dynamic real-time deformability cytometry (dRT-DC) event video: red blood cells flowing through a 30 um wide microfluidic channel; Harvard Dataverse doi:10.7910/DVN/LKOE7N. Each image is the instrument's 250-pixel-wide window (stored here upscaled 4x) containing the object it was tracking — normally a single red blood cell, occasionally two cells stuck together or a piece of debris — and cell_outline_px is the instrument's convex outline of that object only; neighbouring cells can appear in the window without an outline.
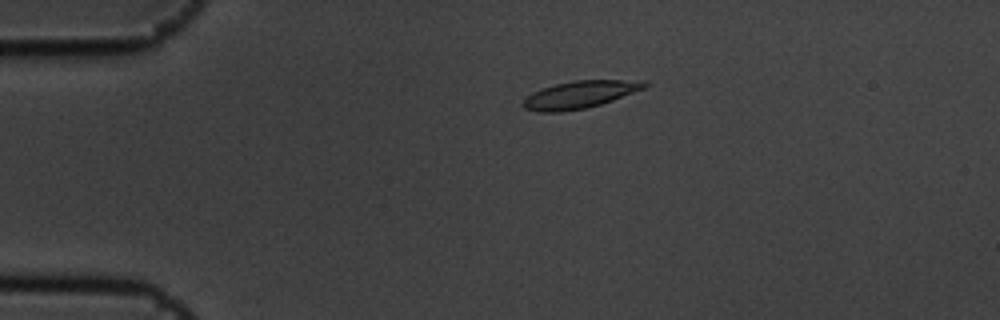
{"species": "common noctule bat (a hibernating species)", "species_latin": "Nyctalus noctula", "temperature_condition": "cold", "stored_images_in_passage": 9, "camera_frame_rate_fps": 3000, "um_per_image_px": 0.085, "animal": {"sex": "male", "body_mass_g": 19.5, "forearm_length_mm": 54.6}, "frame": {"image": 1, "passage_image": 4, "time_ms": 1.0, "image_size_px": [1000, 320], "cell_outline_px": [[652, 84], [644, 88], [612, 100], [600, 104], [584, 108], [560, 112], [540, 112], [524, 108], [520, 104], [532, 92], [540, 88], [572, 80], [644, 80]], "centroid_in_image_um": [49.28, 8.03], "position_along_channel_um": 35.7, "area_um2": 19.36}}
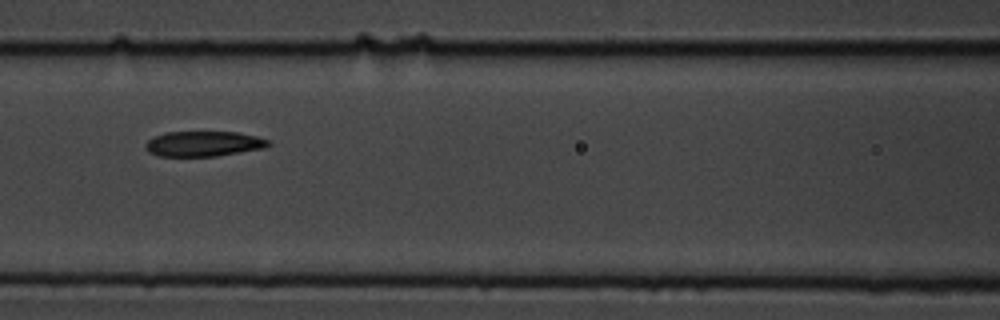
{"frame": {"image": 2, "passage_image": 7, "time_ms": 2.0, "image_size_px": [1000, 320], "cell_outline_px": [[272, 144], [264, 148], [216, 156], [156, 156], [148, 152], [144, 148], [144, 144], [148, 140], [156, 136], [168, 132], [236, 132], [256, 136], [268, 140]], "centroid_in_image_um": [17.28, 12.23], "position_along_channel_um": 149.3, "area_um2": 18.03}}
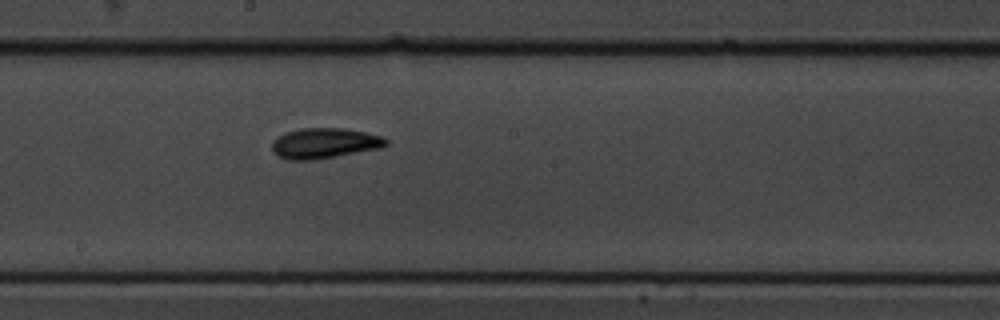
{"frame": {"image": 3, "passage_image": 9, "time_ms": 2.667, "image_size_px": [1000, 320], "cell_outline_px": [[388, 144], [380, 148], [316, 160], [288, 160], [272, 152], [272, 140], [276, 136], [284, 132], [300, 128], [344, 128], [384, 136], [388, 140]], "centroid_in_image_um": [27.56, 12.17], "position_along_channel_um": 220.6, "area_um2": 20.46}}